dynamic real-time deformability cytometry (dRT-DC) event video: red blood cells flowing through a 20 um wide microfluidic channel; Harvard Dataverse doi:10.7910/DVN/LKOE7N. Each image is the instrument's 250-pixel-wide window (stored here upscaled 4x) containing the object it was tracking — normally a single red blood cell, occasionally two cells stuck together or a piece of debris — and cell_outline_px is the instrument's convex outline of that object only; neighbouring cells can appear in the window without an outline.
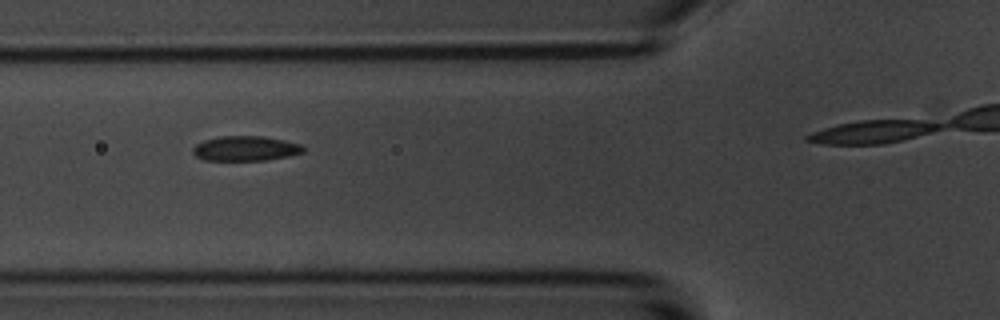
{"species": "common noctule bat (a hibernating species)", "species_latin": "Nyctalus noctula", "temperature_condition": "room temperature", "stored_images_in_passage": 6, "camera_frame_rate_fps": 3000, "um_per_image_px": 0.085, "animal": {"sex": "male", "body_mass_g": 20.1, "forearm_length_mm": 53.5}, "frame": {"image": 1, "passage_image": 4, "time_ms": 3.333, "image_size_px": [1000, 320], "cell_outline_px": [[304, 152], [288, 156], [268, 160], [204, 160], [196, 156], [192, 152], [192, 148], [196, 144], [204, 140], [220, 136], [264, 136], [284, 140], [300, 144], [304, 148]], "centroid_in_image_um": [20.86, 12.62], "position_along_channel_um": 104.9, "area_um2": 16.01}}
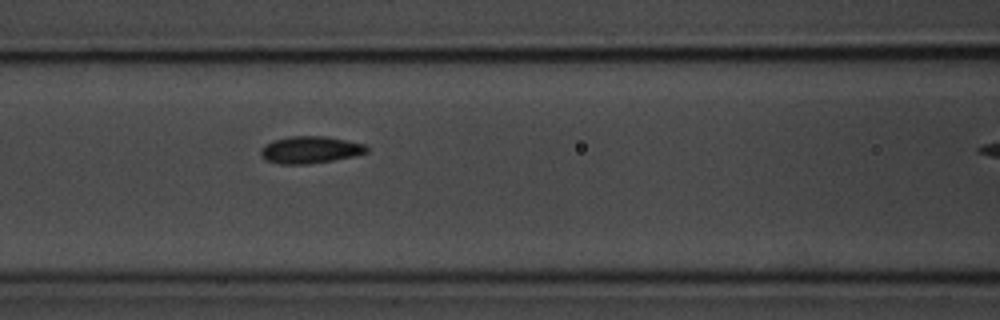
{"frame": {"image": 2, "passage_image": 5, "time_ms": 4.333, "image_size_px": [1000, 320], "cell_outline_px": [[368, 152], [352, 156], [332, 160], [308, 164], [280, 164], [264, 160], [260, 156], [260, 148], [264, 144], [272, 140], [288, 136], [328, 136], [364, 144], [368, 148]], "centroid_in_image_um": [26.3, 12.72], "position_along_channel_um": 140.3, "area_um2": 16.88}}